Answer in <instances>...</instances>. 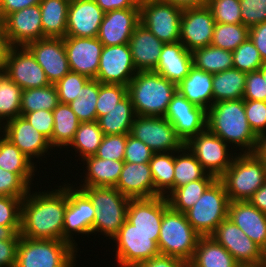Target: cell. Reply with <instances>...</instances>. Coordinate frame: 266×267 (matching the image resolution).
Wrapping results in <instances>:
<instances>
[{"instance_id": "cell-52", "label": "cell", "mask_w": 266, "mask_h": 267, "mask_svg": "<svg viewBox=\"0 0 266 267\" xmlns=\"http://www.w3.org/2000/svg\"><path fill=\"white\" fill-rule=\"evenodd\" d=\"M29 187L16 173L0 168V196L23 198L28 194Z\"/></svg>"}, {"instance_id": "cell-49", "label": "cell", "mask_w": 266, "mask_h": 267, "mask_svg": "<svg viewBox=\"0 0 266 267\" xmlns=\"http://www.w3.org/2000/svg\"><path fill=\"white\" fill-rule=\"evenodd\" d=\"M215 23L242 24L240 0H209Z\"/></svg>"}, {"instance_id": "cell-29", "label": "cell", "mask_w": 266, "mask_h": 267, "mask_svg": "<svg viewBox=\"0 0 266 267\" xmlns=\"http://www.w3.org/2000/svg\"><path fill=\"white\" fill-rule=\"evenodd\" d=\"M193 67L192 52L179 41L164 44L154 70L169 81L179 84Z\"/></svg>"}, {"instance_id": "cell-43", "label": "cell", "mask_w": 266, "mask_h": 267, "mask_svg": "<svg viewBox=\"0 0 266 267\" xmlns=\"http://www.w3.org/2000/svg\"><path fill=\"white\" fill-rule=\"evenodd\" d=\"M103 137L104 134L97 121L81 122L69 146L73 147L75 152L77 151L76 153L79 152V155L84 160L96 154Z\"/></svg>"}, {"instance_id": "cell-35", "label": "cell", "mask_w": 266, "mask_h": 267, "mask_svg": "<svg viewBox=\"0 0 266 267\" xmlns=\"http://www.w3.org/2000/svg\"><path fill=\"white\" fill-rule=\"evenodd\" d=\"M133 104L127 94L108 114L97 119L104 135L130 134L135 118Z\"/></svg>"}, {"instance_id": "cell-33", "label": "cell", "mask_w": 266, "mask_h": 267, "mask_svg": "<svg viewBox=\"0 0 266 267\" xmlns=\"http://www.w3.org/2000/svg\"><path fill=\"white\" fill-rule=\"evenodd\" d=\"M0 168L16 173L29 187L37 171L34 162L3 134L0 136Z\"/></svg>"}, {"instance_id": "cell-51", "label": "cell", "mask_w": 266, "mask_h": 267, "mask_svg": "<svg viewBox=\"0 0 266 267\" xmlns=\"http://www.w3.org/2000/svg\"><path fill=\"white\" fill-rule=\"evenodd\" d=\"M126 141L127 134L104 135L95 156L101 159L123 161Z\"/></svg>"}, {"instance_id": "cell-42", "label": "cell", "mask_w": 266, "mask_h": 267, "mask_svg": "<svg viewBox=\"0 0 266 267\" xmlns=\"http://www.w3.org/2000/svg\"><path fill=\"white\" fill-rule=\"evenodd\" d=\"M22 88L3 71L0 73V121L21 116Z\"/></svg>"}, {"instance_id": "cell-5", "label": "cell", "mask_w": 266, "mask_h": 267, "mask_svg": "<svg viewBox=\"0 0 266 267\" xmlns=\"http://www.w3.org/2000/svg\"><path fill=\"white\" fill-rule=\"evenodd\" d=\"M92 201L96 209L92 234L100 232L112 239L127 219L130 198L116 187H77Z\"/></svg>"}, {"instance_id": "cell-68", "label": "cell", "mask_w": 266, "mask_h": 267, "mask_svg": "<svg viewBox=\"0 0 266 267\" xmlns=\"http://www.w3.org/2000/svg\"><path fill=\"white\" fill-rule=\"evenodd\" d=\"M8 44L5 38L2 21H0V68H3L5 55L8 49Z\"/></svg>"}, {"instance_id": "cell-72", "label": "cell", "mask_w": 266, "mask_h": 267, "mask_svg": "<svg viewBox=\"0 0 266 267\" xmlns=\"http://www.w3.org/2000/svg\"><path fill=\"white\" fill-rule=\"evenodd\" d=\"M2 129H3V123H1V121H0V136L3 134V133H1V132H3Z\"/></svg>"}, {"instance_id": "cell-26", "label": "cell", "mask_w": 266, "mask_h": 267, "mask_svg": "<svg viewBox=\"0 0 266 267\" xmlns=\"http://www.w3.org/2000/svg\"><path fill=\"white\" fill-rule=\"evenodd\" d=\"M228 218L263 251L266 249V214L249 201H229Z\"/></svg>"}, {"instance_id": "cell-41", "label": "cell", "mask_w": 266, "mask_h": 267, "mask_svg": "<svg viewBox=\"0 0 266 267\" xmlns=\"http://www.w3.org/2000/svg\"><path fill=\"white\" fill-rule=\"evenodd\" d=\"M55 85L22 90L21 116L37 110L53 111L59 104Z\"/></svg>"}, {"instance_id": "cell-71", "label": "cell", "mask_w": 266, "mask_h": 267, "mask_svg": "<svg viewBox=\"0 0 266 267\" xmlns=\"http://www.w3.org/2000/svg\"><path fill=\"white\" fill-rule=\"evenodd\" d=\"M62 1L66 2L68 4H72V3L77 2L78 0H62Z\"/></svg>"}, {"instance_id": "cell-50", "label": "cell", "mask_w": 266, "mask_h": 267, "mask_svg": "<svg viewBox=\"0 0 266 267\" xmlns=\"http://www.w3.org/2000/svg\"><path fill=\"white\" fill-rule=\"evenodd\" d=\"M126 95L127 86L99 82V95L96 103L97 119L108 114Z\"/></svg>"}, {"instance_id": "cell-18", "label": "cell", "mask_w": 266, "mask_h": 267, "mask_svg": "<svg viewBox=\"0 0 266 267\" xmlns=\"http://www.w3.org/2000/svg\"><path fill=\"white\" fill-rule=\"evenodd\" d=\"M41 15L39 4L8 14L2 20L8 46H27L46 38L43 35Z\"/></svg>"}, {"instance_id": "cell-23", "label": "cell", "mask_w": 266, "mask_h": 267, "mask_svg": "<svg viewBox=\"0 0 266 267\" xmlns=\"http://www.w3.org/2000/svg\"><path fill=\"white\" fill-rule=\"evenodd\" d=\"M140 23V9H119L105 13L98 33L103 46L128 44Z\"/></svg>"}, {"instance_id": "cell-69", "label": "cell", "mask_w": 266, "mask_h": 267, "mask_svg": "<svg viewBox=\"0 0 266 267\" xmlns=\"http://www.w3.org/2000/svg\"><path fill=\"white\" fill-rule=\"evenodd\" d=\"M259 71L262 73V76H263L264 80H266V63H264V64L260 67Z\"/></svg>"}, {"instance_id": "cell-19", "label": "cell", "mask_w": 266, "mask_h": 267, "mask_svg": "<svg viewBox=\"0 0 266 267\" xmlns=\"http://www.w3.org/2000/svg\"><path fill=\"white\" fill-rule=\"evenodd\" d=\"M214 27L215 19L207 5L185 8L181 16L180 42L191 52L211 45Z\"/></svg>"}, {"instance_id": "cell-13", "label": "cell", "mask_w": 266, "mask_h": 267, "mask_svg": "<svg viewBox=\"0 0 266 267\" xmlns=\"http://www.w3.org/2000/svg\"><path fill=\"white\" fill-rule=\"evenodd\" d=\"M2 69L23 90L50 84L44 70L26 46H9Z\"/></svg>"}, {"instance_id": "cell-59", "label": "cell", "mask_w": 266, "mask_h": 267, "mask_svg": "<svg viewBox=\"0 0 266 267\" xmlns=\"http://www.w3.org/2000/svg\"><path fill=\"white\" fill-rule=\"evenodd\" d=\"M20 240H0V267H15Z\"/></svg>"}, {"instance_id": "cell-10", "label": "cell", "mask_w": 266, "mask_h": 267, "mask_svg": "<svg viewBox=\"0 0 266 267\" xmlns=\"http://www.w3.org/2000/svg\"><path fill=\"white\" fill-rule=\"evenodd\" d=\"M140 23L163 43L180 41L182 8L159 0L139 2Z\"/></svg>"}, {"instance_id": "cell-8", "label": "cell", "mask_w": 266, "mask_h": 267, "mask_svg": "<svg viewBox=\"0 0 266 267\" xmlns=\"http://www.w3.org/2000/svg\"><path fill=\"white\" fill-rule=\"evenodd\" d=\"M228 205L229 198L225 187L216 179L185 215L200 236H210L228 217Z\"/></svg>"}, {"instance_id": "cell-28", "label": "cell", "mask_w": 266, "mask_h": 267, "mask_svg": "<svg viewBox=\"0 0 266 267\" xmlns=\"http://www.w3.org/2000/svg\"><path fill=\"white\" fill-rule=\"evenodd\" d=\"M115 187L130 199L154 197V182L150 164L124 162Z\"/></svg>"}, {"instance_id": "cell-21", "label": "cell", "mask_w": 266, "mask_h": 267, "mask_svg": "<svg viewBox=\"0 0 266 267\" xmlns=\"http://www.w3.org/2000/svg\"><path fill=\"white\" fill-rule=\"evenodd\" d=\"M70 71L95 79L98 73L103 44L97 37L63 38Z\"/></svg>"}, {"instance_id": "cell-30", "label": "cell", "mask_w": 266, "mask_h": 267, "mask_svg": "<svg viewBox=\"0 0 266 267\" xmlns=\"http://www.w3.org/2000/svg\"><path fill=\"white\" fill-rule=\"evenodd\" d=\"M213 74L195 68L177 84V91L189 102L208 110L213 105Z\"/></svg>"}, {"instance_id": "cell-6", "label": "cell", "mask_w": 266, "mask_h": 267, "mask_svg": "<svg viewBox=\"0 0 266 267\" xmlns=\"http://www.w3.org/2000/svg\"><path fill=\"white\" fill-rule=\"evenodd\" d=\"M77 252L67 241L20 236L15 267H74Z\"/></svg>"}, {"instance_id": "cell-64", "label": "cell", "mask_w": 266, "mask_h": 267, "mask_svg": "<svg viewBox=\"0 0 266 267\" xmlns=\"http://www.w3.org/2000/svg\"><path fill=\"white\" fill-rule=\"evenodd\" d=\"M248 201L261 212L266 214V180Z\"/></svg>"}, {"instance_id": "cell-60", "label": "cell", "mask_w": 266, "mask_h": 267, "mask_svg": "<svg viewBox=\"0 0 266 267\" xmlns=\"http://www.w3.org/2000/svg\"><path fill=\"white\" fill-rule=\"evenodd\" d=\"M135 267H190V265L185 260L160 254L137 264Z\"/></svg>"}, {"instance_id": "cell-38", "label": "cell", "mask_w": 266, "mask_h": 267, "mask_svg": "<svg viewBox=\"0 0 266 267\" xmlns=\"http://www.w3.org/2000/svg\"><path fill=\"white\" fill-rule=\"evenodd\" d=\"M52 113L54 127L51 137V147H59L61 149L64 146V148H68L73 141L75 132L81 121L72 111L69 104L59 103Z\"/></svg>"}, {"instance_id": "cell-47", "label": "cell", "mask_w": 266, "mask_h": 267, "mask_svg": "<svg viewBox=\"0 0 266 267\" xmlns=\"http://www.w3.org/2000/svg\"><path fill=\"white\" fill-rule=\"evenodd\" d=\"M232 59L233 68L245 73L257 71L264 64L258 49L250 38L232 52Z\"/></svg>"}, {"instance_id": "cell-70", "label": "cell", "mask_w": 266, "mask_h": 267, "mask_svg": "<svg viewBox=\"0 0 266 267\" xmlns=\"http://www.w3.org/2000/svg\"><path fill=\"white\" fill-rule=\"evenodd\" d=\"M261 267H266V249L263 251V262Z\"/></svg>"}, {"instance_id": "cell-53", "label": "cell", "mask_w": 266, "mask_h": 267, "mask_svg": "<svg viewBox=\"0 0 266 267\" xmlns=\"http://www.w3.org/2000/svg\"><path fill=\"white\" fill-rule=\"evenodd\" d=\"M244 109L252 131L257 136L266 133V102L244 100Z\"/></svg>"}, {"instance_id": "cell-20", "label": "cell", "mask_w": 266, "mask_h": 267, "mask_svg": "<svg viewBox=\"0 0 266 267\" xmlns=\"http://www.w3.org/2000/svg\"><path fill=\"white\" fill-rule=\"evenodd\" d=\"M26 47L44 70L50 84L55 85L70 71L63 38L46 37Z\"/></svg>"}, {"instance_id": "cell-61", "label": "cell", "mask_w": 266, "mask_h": 267, "mask_svg": "<svg viewBox=\"0 0 266 267\" xmlns=\"http://www.w3.org/2000/svg\"><path fill=\"white\" fill-rule=\"evenodd\" d=\"M249 38L258 49L264 63H266V21L249 29Z\"/></svg>"}, {"instance_id": "cell-27", "label": "cell", "mask_w": 266, "mask_h": 267, "mask_svg": "<svg viewBox=\"0 0 266 267\" xmlns=\"http://www.w3.org/2000/svg\"><path fill=\"white\" fill-rule=\"evenodd\" d=\"M128 44L137 71H154L156 69L165 43L139 23Z\"/></svg>"}, {"instance_id": "cell-55", "label": "cell", "mask_w": 266, "mask_h": 267, "mask_svg": "<svg viewBox=\"0 0 266 267\" xmlns=\"http://www.w3.org/2000/svg\"><path fill=\"white\" fill-rule=\"evenodd\" d=\"M21 198L0 196V225L21 226Z\"/></svg>"}, {"instance_id": "cell-22", "label": "cell", "mask_w": 266, "mask_h": 267, "mask_svg": "<svg viewBox=\"0 0 266 267\" xmlns=\"http://www.w3.org/2000/svg\"><path fill=\"white\" fill-rule=\"evenodd\" d=\"M3 135L31 161L45 155L51 147L49 140L37 131L23 116L3 122ZM33 158V159H32Z\"/></svg>"}, {"instance_id": "cell-1", "label": "cell", "mask_w": 266, "mask_h": 267, "mask_svg": "<svg viewBox=\"0 0 266 267\" xmlns=\"http://www.w3.org/2000/svg\"><path fill=\"white\" fill-rule=\"evenodd\" d=\"M64 184L53 191L44 190L31 194V189L29 190L21 202L20 236L63 241L67 206V184Z\"/></svg>"}, {"instance_id": "cell-2", "label": "cell", "mask_w": 266, "mask_h": 267, "mask_svg": "<svg viewBox=\"0 0 266 267\" xmlns=\"http://www.w3.org/2000/svg\"><path fill=\"white\" fill-rule=\"evenodd\" d=\"M206 129L227 144L242 147L241 153H254L256 149L258 136L247 121L243 98L215 102L207 110Z\"/></svg>"}, {"instance_id": "cell-34", "label": "cell", "mask_w": 266, "mask_h": 267, "mask_svg": "<svg viewBox=\"0 0 266 267\" xmlns=\"http://www.w3.org/2000/svg\"><path fill=\"white\" fill-rule=\"evenodd\" d=\"M247 73L236 68L213 74V104L243 98Z\"/></svg>"}, {"instance_id": "cell-54", "label": "cell", "mask_w": 266, "mask_h": 267, "mask_svg": "<svg viewBox=\"0 0 266 267\" xmlns=\"http://www.w3.org/2000/svg\"><path fill=\"white\" fill-rule=\"evenodd\" d=\"M242 24L249 29L266 21V0H240Z\"/></svg>"}, {"instance_id": "cell-7", "label": "cell", "mask_w": 266, "mask_h": 267, "mask_svg": "<svg viewBox=\"0 0 266 267\" xmlns=\"http://www.w3.org/2000/svg\"><path fill=\"white\" fill-rule=\"evenodd\" d=\"M199 238L200 235L187 221L185 213L175 211L170 206L164 211L157 243L161 255L176 257L189 263Z\"/></svg>"}, {"instance_id": "cell-65", "label": "cell", "mask_w": 266, "mask_h": 267, "mask_svg": "<svg viewBox=\"0 0 266 267\" xmlns=\"http://www.w3.org/2000/svg\"><path fill=\"white\" fill-rule=\"evenodd\" d=\"M161 2L178 6L182 9L203 7L208 5L209 0H159Z\"/></svg>"}, {"instance_id": "cell-45", "label": "cell", "mask_w": 266, "mask_h": 267, "mask_svg": "<svg viewBox=\"0 0 266 267\" xmlns=\"http://www.w3.org/2000/svg\"><path fill=\"white\" fill-rule=\"evenodd\" d=\"M99 95V81L90 79L83 87L82 92L69 103L72 111L81 122L97 121L96 103Z\"/></svg>"}, {"instance_id": "cell-31", "label": "cell", "mask_w": 266, "mask_h": 267, "mask_svg": "<svg viewBox=\"0 0 266 267\" xmlns=\"http://www.w3.org/2000/svg\"><path fill=\"white\" fill-rule=\"evenodd\" d=\"M81 161L87 165V174L78 187H115L124 166V161L101 159L95 155Z\"/></svg>"}, {"instance_id": "cell-56", "label": "cell", "mask_w": 266, "mask_h": 267, "mask_svg": "<svg viewBox=\"0 0 266 267\" xmlns=\"http://www.w3.org/2000/svg\"><path fill=\"white\" fill-rule=\"evenodd\" d=\"M124 162L127 163H149L155 153L142 141L127 134Z\"/></svg>"}, {"instance_id": "cell-24", "label": "cell", "mask_w": 266, "mask_h": 267, "mask_svg": "<svg viewBox=\"0 0 266 267\" xmlns=\"http://www.w3.org/2000/svg\"><path fill=\"white\" fill-rule=\"evenodd\" d=\"M104 15L95 0H78L69 4L66 36L97 37Z\"/></svg>"}, {"instance_id": "cell-63", "label": "cell", "mask_w": 266, "mask_h": 267, "mask_svg": "<svg viewBox=\"0 0 266 267\" xmlns=\"http://www.w3.org/2000/svg\"><path fill=\"white\" fill-rule=\"evenodd\" d=\"M95 2L105 13L119 9H140V0H95Z\"/></svg>"}, {"instance_id": "cell-57", "label": "cell", "mask_w": 266, "mask_h": 267, "mask_svg": "<svg viewBox=\"0 0 266 267\" xmlns=\"http://www.w3.org/2000/svg\"><path fill=\"white\" fill-rule=\"evenodd\" d=\"M243 99L266 102V80L259 70L247 73Z\"/></svg>"}, {"instance_id": "cell-4", "label": "cell", "mask_w": 266, "mask_h": 267, "mask_svg": "<svg viewBox=\"0 0 266 267\" xmlns=\"http://www.w3.org/2000/svg\"><path fill=\"white\" fill-rule=\"evenodd\" d=\"M239 153L218 178L229 201H248L266 180V163L255 153Z\"/></svg>"}, {"instance_id": "cell-14", "label": "cell", "mask_w": 266, "mask_h": 267, "mask_svg": "<svg viewBox=\"0 0 266 267\" xmlns=\"http://www.w3.org/2000/svg\"><path fill=\"white\" fill-rule=\"evenodd\" d=\"M210 237L226 248L242 267L262 265L263 250L228 217L217 226Z\"/></svg>"}, {"instance_id": "cell-46", "label": "cell", "mask_w": 266, "mask_h": 267, "mask_svg": "<svg viewBox=\"0 0 266 267\" xmlns=\"http://www.w3.org/2000/svg\"><path fill=\"white\" fill-rule=\"evenodd\" d=\"M249 38V28L243 24L215 23L212 46L233 52Z\"/></svg>"}, {"instance_id": "cell-3", "label": "cell", "mask_w": 266, "mask_h": 267, "mask_svg": "<svg viewBox=\"0 0 266 267\" xmlns=\"http://www.w3.org/2000/svg\"><path fill=\"white\" fill-rule=\"evenodd\" d=\"M177 84L155 71H138L127 85L135 115L164 117Z\"/></svg>"}, {"instance_id": "cell-48", "label": "cell", "mask_w": 266, "mask_h": 267, "mask_svg": "<svg viewBox=\"0 0 266 267\" xmlns=\"http://www.w3.org/2000/svg\"><path fill=\"white\" fill-rule=\"evenodd\" d=\"M90 80L89 77L77 72L69 71L60 81L55 84L59 102L71 103L79 97L82 87Z\"/></svg>"}, {"instance_id": "cell-44", "label": "cell", "mask_w": 266, "mask_h": 267, "mask_svg": "<svg viewBox=\"0 0 266 267\" xmlns=\"http://www.w3.org/2000/svg\"><path fill=\"white\" fill-rule=\"evenodd\" d=\"M177 154L174 164V189L189 182L200 180L207 174L186 146L177 151Z\"/></svg>"}, {"instance_id": "cell-66", "label": "cell", "mask_w": 266, "mask_h": 267, "mask_svg": "<svg viewBox=\"0 0 266 267\" xmlns=\"http://www.w3.org/2000/svg\"><path fill=\"white\" fill-rule=\"evenodd\" d=\"M21 226H1L0 240H20Z\"/></svg>"}, {"instance_id": "cell-62", "label": "cell", "mask_w": 266, "mask_h": 267, "mask_svg": "<svg viewBox=\"0 0 266 267\" xmlns=\"http://www.w3.org/2000/svg\"><path fill=\"white\" fill-rule=\"evenodd\" d=\"M42 0H0V21L8 14L39 4Z\"/></svg>"}, {"instance_id": "cell-32", "label": "cell", "mask_w": 266, "mask_h": 267, "mask_svg": "<svg viewBox=\"0 0 266 267\" xmlns=\"http://www.w3.org/2000/svg\"><path fill=\"white\" fill-rule=\"evenodd\" d=\"M190 267H242L229 251L210 236H200Z\"/></svg>"}, {"instance_id": "cell-37", "label": "cell", "mask_w": 266, "mask_h": 267, "mask_svg": "<svg viewBox=\"0 0 266 267\" xmlns=\"http://www.w3.org/2000/svg\"><path fill=\"white\" fill-rule=\"evenodd\" d=\"M175 154L177 152L154 153L149 161L154 182V197H167L174 190Z\"/></svg>"}, {"instance_id": "cell-9", "label": "cell", "mask_w": 266, "mask_h": 267, "mask_svg": "<svg viewBox=\"0 0 266 267\" xmlns=\"http://www.w3.org/2000/svg\"><path fill=\"white\" fill-rule=\"evenodd\" d=\"M160 233H143L127 220L113 238L119 267H135L137 264L160 255L158 238Z\"/></svg>"}, {"instance_id": "cell-67", "label": "cell", "mask_w": 266, "mask_h": 267, "mask_svg": "<svg viewBox=\"0 0 266 267\" xmlns=\"http://www.w3.org/2000/svg\"><path fill=\"white\" fill-rule=\"evenodd\" d=\"M254 153L266 163V133L258 136Z\"/></svg>"}, {"instance_id": "cell-36", "label": "cell", "mask_w": 266, "mask_h": 267, "mask_svg": "<svg viewBox=\"0 0 266 267\" xmlns=\"http://www.w3.org/2000/svg\"><path fill=\"white\" fill-rule=\"evenodd\" d=\"M39 5L43 35L51 38H64L69 4L62 0H42Z\"/></svg>"}, {"instance_id": "cell-58", "label": "cell", "mask_w": 266, "mask_h": 267, "mask_svg": "<svg viewBox=\"0 0 266 267\" xmlns=\"http://www.w3.org/2000/svg\"><path fill=\"white\" fill-rule=\"evenodd\" d=\"M23 117L41 134H43L51 144V137L54 127L53 113L48 110H37L25 113Z\"/></svg>"}, {"instance_id": "cell-12", "label": "cell", "mask_w": 266, "mask_h": 267, "mask_svg": "<svg viewBox=\"0 0 266 267\" xmlns=\"http://www.w3.org/2000/svg\"><path fill=\"white\" fill-rule=\"evenodd\" d=\"M185 146L196 157L202 168L217 179L229 168L237 154L230 155L229 145L207 129L191 138Z\"/></svg>"}, {"instance_id": "cell-11", "label": "cell", "mask_w": 266, "mask_h": 267, "mask_svg": "<svg viewBox=\"0 0 266 267\" xmlns=\"http://www.w3.org/2000/svg\"><path fill=\"white\" fill-rule=\"evenodd\" d=\"M130 135L142 141L155 153L177 152L185 146L165 117L136 115Z\"/></svg>"}, {"instance_id": "cell-15", "label": "cell", "mask_w": 266, "mask_h": 267, "mask_svg": "<svg viewBox=\"0 0 266 267\" xmlns=\"http://www.w3.org/2000/svg\"><path fill=\"white\" fill-rule=\"evenodd\" d=\"M70 185V186H69ZM67 184V206L64 214L63 241L78 249L73 235L92 234L96 209L90 198L75 185ZM75 188V189H74ZM74 232V233H73Z\"/></svg>"}, {"instance_id": "cell-25", "label": "cell", "mask_w": 266, "mask_h": 267, "mask_svg": "<svg viewBox=\"0 0 266 267\" xmlns=\"http://www.w3.org/2000/svg\"><path fill=\"white\" fill-rule=\"evenodd\" d=\"M169 207L166 197L130 199L127 221L143 233H160L164 211Z\"/></svg>"}, {"instance_id": "cell-39", "label": "cell", "mask_w": 266, "mask_h": 267, "mask_svg": "<svg viewBox=\"0 0 266 267\" xmlns=\"http://www.w3.org/2000/svg\"><path fill=\"white\" fill-rule=\"evenodd\" d=\"M214 175L206 174L202 179L175 188L166 198L169 206L178 212L188 211L202 196L204 191L216 180Z\"/></svg>"}, {"instance_id": "cell-16", "label": "cell", "mask_w": 266, "mask_h": 267, "mask_svg": "<svg viewBox=\"0 0 266 267\" xmlns=\"http://www.w3.org/2000/svg\"><path fill=\"white\" fill-rule=\"evenodd\" d=\"M164 117L184 144L206 130L207 110L189 102L178 91L168 104Z\"/></svg>"}, {"instance_id": "cell-40", "label": "cell", "mask_w": 266, "mask_h": 267, "mask_svg": "<svg viewBox=\"0 0 266 267\" xmlns=\"http://www.w3.org/2000/svg\"><path fill=\"white\" fill-rule=\"evenodd\" d=\"M192 58L195 68L212 74L233 68L232 52L212 45L194 49Z\"/></svg>"}, {"instance_id": "cell-17", "label": "cell", "mask_w": 266, "mask_h": 267, "mask_svg": "<svg viewBox=\"0 0 266 267\" xmlns=\"http://www.w3.org/2000/svg\"><path fill=\"white\" fill-rule=\"evenodd\" d=\"M137 72L129 44L103 46L96 80L127 86Z\"/></svg>"}]
</instances>
